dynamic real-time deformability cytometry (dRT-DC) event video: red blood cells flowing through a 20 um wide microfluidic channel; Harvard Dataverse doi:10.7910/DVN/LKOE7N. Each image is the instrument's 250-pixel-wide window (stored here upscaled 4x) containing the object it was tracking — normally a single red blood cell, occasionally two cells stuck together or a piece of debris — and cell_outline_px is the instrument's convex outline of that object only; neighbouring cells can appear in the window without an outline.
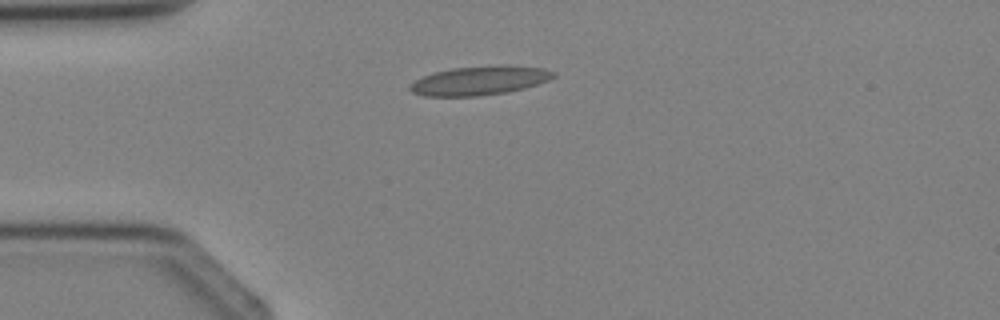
{"species": "Egyptian fruit bat (a non-hibernating species)", "species_latin": "Rousettus aegyptiacus", "temperature_condition": "cold", "stored_images_in_passage": 1, "camera_frame_rate_fps": 3000, "um_per_image_px": 0.085, "animal": {"sex": "female"}, "frame": {"image": 1, "passage_image": 1, "time_ms": 0.0, "image_size_px": [1000, 320], "cell_outline_px": [[556, 76], [548, 80], [524, 88], [508, 92], [476, 96], [424, 96], [412, 92], [408, 88], [416, 80], [424, 76], [436, 72], [452, 68], [500, 64], [508, 64], [544, 68], [556, 72]], "centroid_in_image_um": [40.82, 6.83], "position_along_channel_um": 44.2, "area_um2": 24.33}}